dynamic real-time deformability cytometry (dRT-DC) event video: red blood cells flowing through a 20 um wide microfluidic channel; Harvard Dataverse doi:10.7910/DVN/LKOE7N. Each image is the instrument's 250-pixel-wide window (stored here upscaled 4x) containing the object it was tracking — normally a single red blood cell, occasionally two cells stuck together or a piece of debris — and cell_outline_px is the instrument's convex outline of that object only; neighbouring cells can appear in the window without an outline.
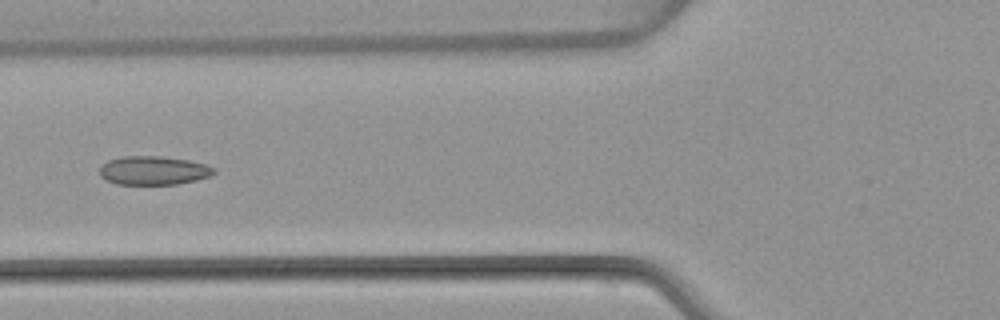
{"species": "common noctule bat (a hibernating species)", "species_latin": "Nyctalus noctula", "temperature_condition": "warm", "stored_images_in_passage": 4, "camera_frame_rate_fps": 3000, "um_per_image_px": 0.085, "animal": {"sex": "female", "body_mass_g": 22.7, "forearm_length_mm": 54.2}, "frame": {"image": 1, "passage_image": 4, "time_ms": 3.333, "image_size_px": [1000, 320], "cell_outline_px": [[216, 172], [208, 176], [196, 180], [176, 184], [116, 184], [100, 176], [100, 164], [108, 160], [124, 156], [160, 156], [188, 160], [204, 164], [216, 168]], "centroid_in_image_um": [13.03, 14.48], "position_along_channel_um": 112.8, "area_um2": 19.07}}